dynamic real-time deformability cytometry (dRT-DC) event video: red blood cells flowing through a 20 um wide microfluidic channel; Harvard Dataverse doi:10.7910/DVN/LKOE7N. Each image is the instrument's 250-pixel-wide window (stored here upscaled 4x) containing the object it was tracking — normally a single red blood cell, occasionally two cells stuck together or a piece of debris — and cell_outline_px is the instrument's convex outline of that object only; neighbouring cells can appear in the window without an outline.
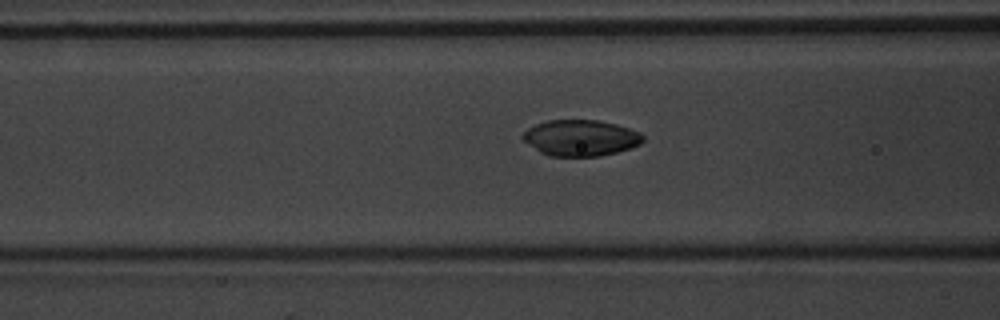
{"species": "common noctule bat (a hibernating species)", "species_latin": "Nyctalus noctula", "temperature_condition": "warm", "stored_images_in_passage": 36, "camera_frame_rate_fps": 3000, "um_per_image_px": 0.085, "animal": {"sex": "male", "body_mass_g": 20.1, "forearm_length_mm": 53.5}, "frame": {"image": 1, "passage_image": 11, "time_ms": 3.333, "image_size_px": [1000, 320], "cell_outline_px": [[644, 140], [640, 144], [632, 148], [600, 156], [548, 156], [540, 152], [528, 144], [520, 136], [528, 128], [536, 124], [548, 120], [600, 120], [616, 124], [640, 132], [644, 136]], "centroid_in_image_um": [49.36, 11.72], "position_along_channel_um": 117.2, "area_um2": 25.37}}
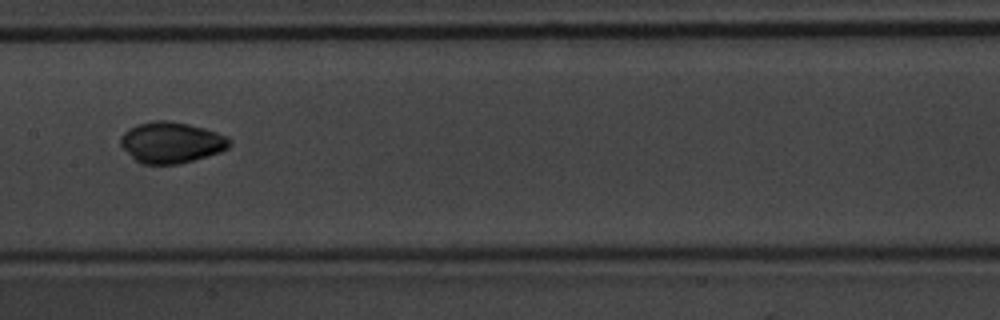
{"frame": {"image": 2, "passage_image": 17, "time_ms": 5.333, "image_size_px": [1000, 320], "cell_outline_px": [[232, 144], [228, 148], [220, 152], [180, 164], [140, 164], [120, 144], [120, 136], [128, 128], [152, 120], [168, 120], [188, 124], [204, 128], [228, 136], [232, 140]], "centroid_in_image_um": [14.59, 12.11], "position_along_channel_um": 192.8, "area_um2": 26.13}}
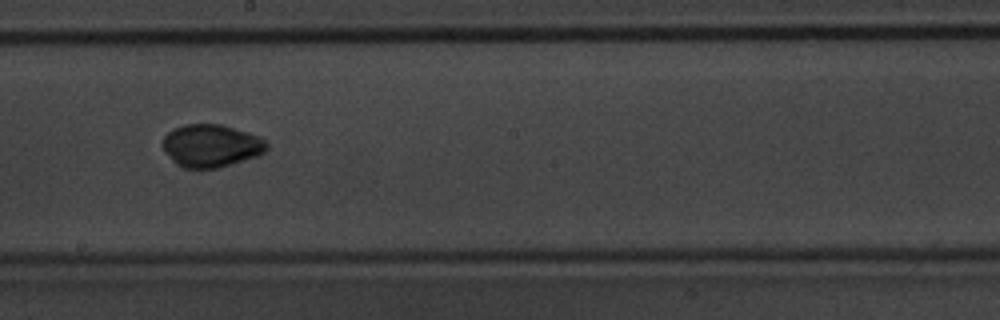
{"frame": {"image": 3, "passage_image": 20, "time_ms": 6.333, "image_size_px": [1000, 320], "cell_outline_px": [[268, 148], [260, 156], [216, 168], [184, 168], [160, 144], [160, 140], [172, 128], [184, 124], [220, 124], [260, 136], [268, 144]], "centroid_in_image_um": [17.98, 12.36], "position_along_channel_um": 230.2, "area_um2": 25.72}, "authors_computed_cell_mechanics": {"area_um2": 25.5476, "velocity_mm_per_s": 3.76, "shape_relaxation_time_tau1_ms": 3.7599, "shape_relaxation_time_tau2_ms": 1.1323, "deformation_change_tau1": 0.1384, "deformation_change_tau2": 0.0325}}